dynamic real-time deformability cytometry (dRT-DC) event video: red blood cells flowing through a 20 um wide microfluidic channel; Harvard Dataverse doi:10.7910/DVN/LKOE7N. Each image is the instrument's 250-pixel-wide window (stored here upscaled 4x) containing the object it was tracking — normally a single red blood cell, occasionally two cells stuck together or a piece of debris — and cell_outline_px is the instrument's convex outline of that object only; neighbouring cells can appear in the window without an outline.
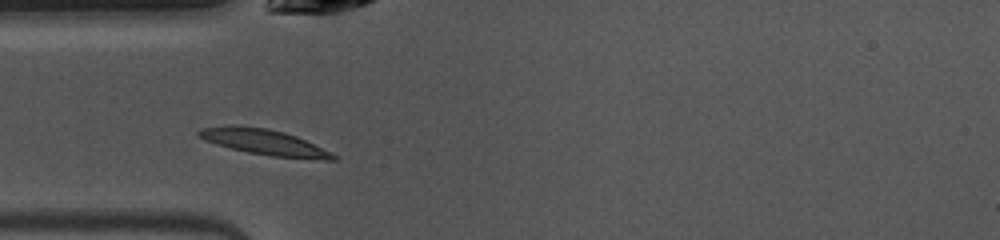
{"species": "common noctule bat (a hibernating species)", "species_latin": "Nyctalus noctula", "temperature_condition": "warm", "stored_images_in_passage": 39, "camera_frame_rate_fps": 3000, "um_per_image_px": 0.085, "animal": {"sex": "female", "body_mass_g": 10.0, "forearm_length_mm": 53.1}, "frame": {"image": 1, "passage_image": 3, "time_ms": 0.667, "image_size_px": [1000, 240], "cell_outline_px": [[336, 160], [324, 160], [272, 156], [248, 152], [216, 144], [204, 140], [196, 136], [196, 132], [204, 128], [224, 124], [236, 124], [268, 128], [284, 132], [296, 136], [332, 152], [336, 156]], "centroid_in_image_um": [22.42, 12.06], "position_along_channel_um": 62.6, "area_um2": 20.29}}
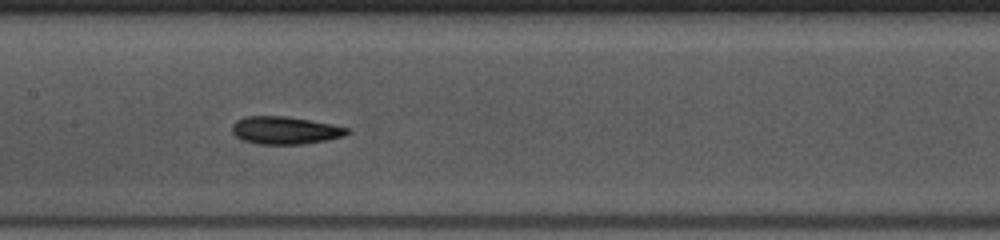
{"frame": {"image": 2, "passage_image": 12, "time_ms": 3.667, "image_size_px": [1000, 240], "cell_outline_px": [[352, 132], [344, 136], [328, 140], [300, 144], [260, 144], [240, 140], [232, 132], [232, 124], [236, 120], [244, 116], [284, 116], [332, 124], [348, 128]], "centroid_in_image_um": [24.22, 11.08], "position_along_channel_um": 183.2, "area_um2": 18.61}}
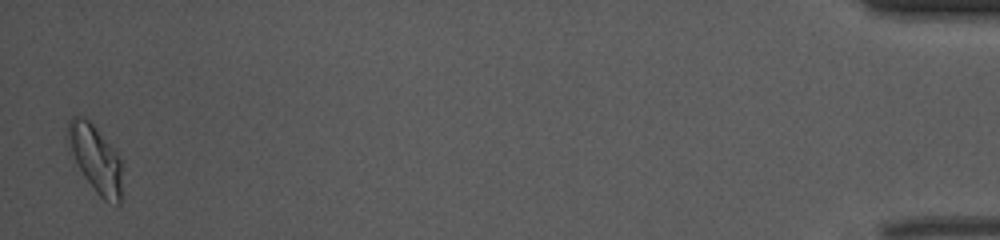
{"frame": {"image": 3, "passage_image": 38, "time_ms": 12.333, "image_size_px": [1000, 240], "cell_outline_px": [[124, 164], [120, 204], [116, 204], [104, 200], [96, 192], [84, 176], [68, 152], [64, 136], [68, 120], [72, 116], [80, 116], [88, 120], [92, 124], [120, 156]], "centroid_in_image_um": [8.09, 13.48], "position_along_channel_um": 427.1, "area_um2": 22.02}, "authors_computed_cell_mechanics": {"area_um2": 18.3804, "velocity_mm_per_s": 3.9796, "shape_relaxation_time_tau1_ms": 2.65, "shape_relaxation_time_tau2_ms": 2.5133, "deformation_change_tau1": 0.1267, "deformation_change_tau2": 0.0486}}